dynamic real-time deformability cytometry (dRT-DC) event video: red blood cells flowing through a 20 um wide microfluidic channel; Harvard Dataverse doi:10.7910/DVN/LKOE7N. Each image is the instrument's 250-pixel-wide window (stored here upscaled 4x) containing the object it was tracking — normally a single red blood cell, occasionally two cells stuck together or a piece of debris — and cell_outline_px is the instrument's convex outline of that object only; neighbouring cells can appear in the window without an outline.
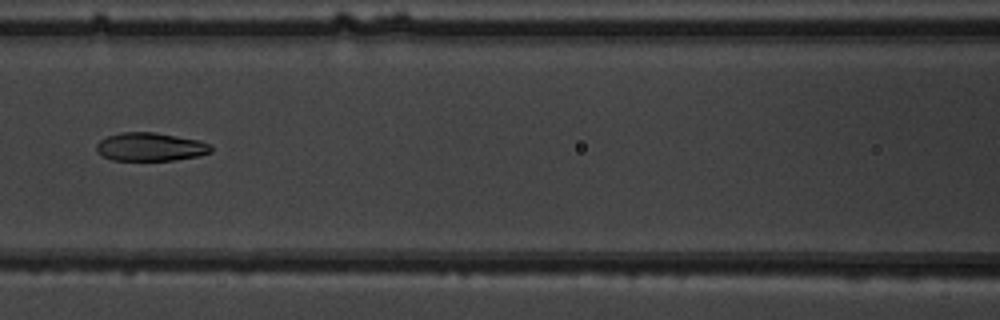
{"species": "common noctule bat (a hibernating species)", "species_latin": "Nyctalus noctula", "temperature_condition": "warm", "stored_images_in_passage": 46, "camera_frame_rate_fps": 3000, "um_per_image_px": 0.085, "animal": {"sex": "male", "body_mass_g": 19.5, "forearm_length_mm": 54.6}, "frame": {"image": 1, "passage_image": 19, "time_ms": 6.0, "image_size_px": [1000, 320], "cell_outline_px": [[212, 152], [196, 156], [172, 160], [112, 160], [96, 152], [96, 144], [100, 140], [108, 136], [120, 132], [156, 132], [200, 140], [208, 144], [212, 148]], "centroid_in_image_um": [12.76, 12.47], "position_along_channel_um": 153.8, "area_um2": 18.9}}
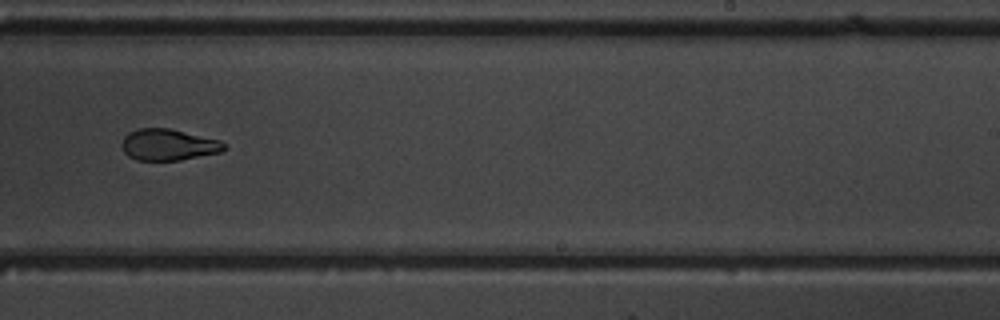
{"frame": {"image": 2, "passage_image": 28, "time_ms": 9.0, "image_size_px": [1000, 320], "cell_outline_px": [[228, 148], [220, 152], [180, 160], [136, 160], [128, 156], [124, 152], [120, 144], [124, 136], [128, 132], [140, 128], [168, 128], [220, 140], [228, 144]], "centroid_in_image_um": [14.31, 12.3], "position_along_channel_um": 274.7, "area_um2": 18.84}}
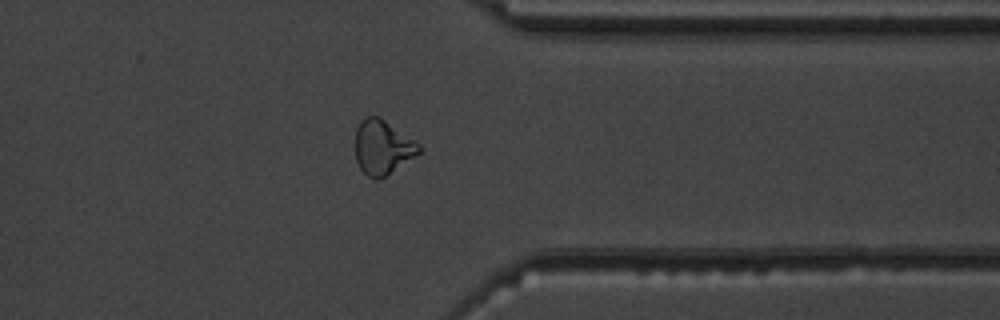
{"frame": {"image": 3, "passage_image": 36, "time_ms": 11.667, "image_size_px": [1000, 320], "cell_outline_px": [[420, 152], [384, 176], [368, 176], [360, 168], [356, 160], [356, 128], [360, 120], [364, 116], [380, 116], [416, 140], [420, 144]], "centroid_in_image_um": [32.51, 12.43], "position_along_channel_um": 378.9, "area_um2": 19.88}, "authors_computed_cell_mechanics": {"area_um2": 20.3456, "velocity_mm_per_s": 4.0401, "shape_relaxation_time_tau1_ms": 6.8733, "shape_relaxation_time_tau2_ms": 2.2518, "deformation_change_tau1": 0.1883, "deformation_change_tau2": 0.0857}}